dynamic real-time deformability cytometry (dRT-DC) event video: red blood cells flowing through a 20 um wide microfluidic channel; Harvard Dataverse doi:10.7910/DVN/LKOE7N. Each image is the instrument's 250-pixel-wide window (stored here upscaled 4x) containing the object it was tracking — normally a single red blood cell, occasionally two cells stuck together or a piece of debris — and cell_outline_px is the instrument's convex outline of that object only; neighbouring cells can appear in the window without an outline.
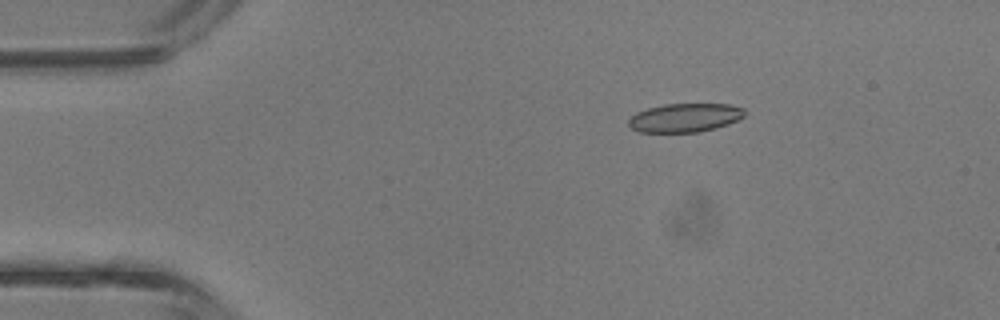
{"species": "common noctule bat (a hibernating species)", "species_latin": "Nyctalus noctula", "temperature_condition": "room temperature", "stored_images_in_passage": 43, "camera_frame_rate_fps": 3000, "um_per_image_px": 0.085, "animal": {"sex": "male", "body_mass_g": 13.3}, "frame": {"image": 1, "passage_image": 8, "time_ms": 2.333, "image_size_px": [1000, 320], "cell_outline_px": [[744, 116], [728, 124], [716, 128], [700, 132], [640, 132], [632, 128], [628, 124], [628, 120], [636, 112], [648, 108], [664, 104], [728, 104], [744, 108]], "centroid_in_image_um": [58.21, 10.0], "position_along_channel_um": 26.8, "area_um2": 19.36}}
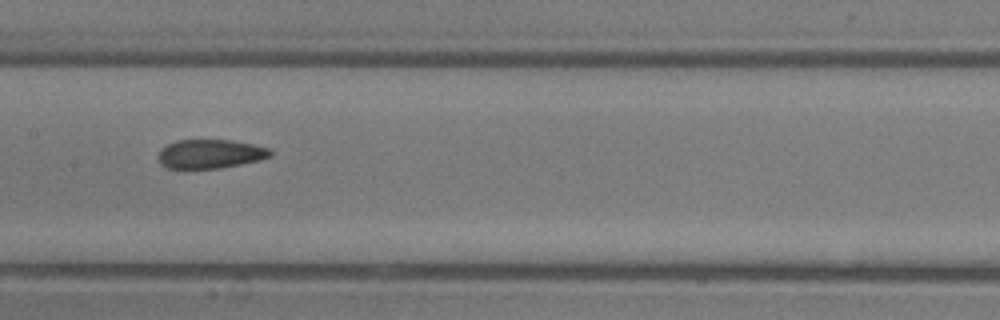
{"frame": {"image": 2, "passage_image": 22, "time_ms": 7.0, "image_size_px": [1000, 320], "cell_outline_px": [[272, 156], [260, 160], [220, 168], [168, 168], [160, 164], [156, 156], [160, 148], [176, 140], [232, 140], [252, 144], [268, 148], [272, 152]], "centroid_in_image_um": [17.83, 13.08], "position_along_channel_um": 189.6, "area_um2": 19.02}}
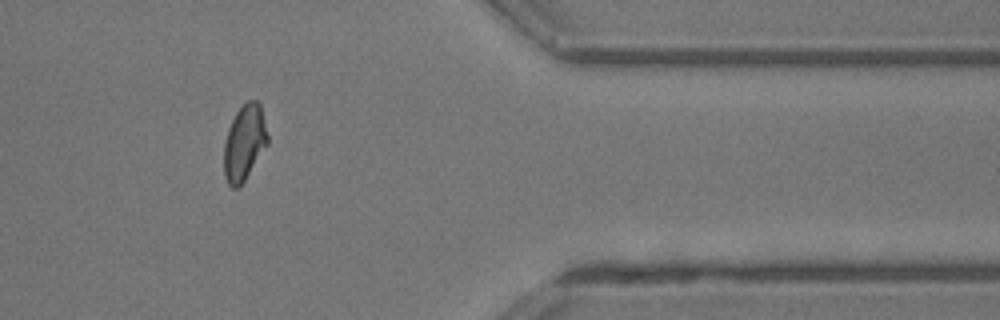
{"frame": {"image": 3, "passage_image": 36, "time_ms": 11.667, "image_size_px": [1000, 320], "cell_outline_px": [[268, 144], [244, 180], [236, 188], [232, 188], [228, 184], [224, 176], [224, 140], [228, 128], [236, 112], [248, 100], [256, 100], [260, 104], [268, 136]], "centroid_in_image_um": [20.76, 12.12], "position_along_channel_um": 390.6, "area_um2": 19.07}, "authors_computed_cell_mechanics": {"area_um2": 19.5364, "velocity_mm_per_s": 4.8329, "shape_relaxation_time_tau1_ms": 3.6008, "shape_relaxation_time_tau2_ms": 0.8849, "deformation_change_tau1": 0.1428, "deformation_change_tau2": 0.0778}}